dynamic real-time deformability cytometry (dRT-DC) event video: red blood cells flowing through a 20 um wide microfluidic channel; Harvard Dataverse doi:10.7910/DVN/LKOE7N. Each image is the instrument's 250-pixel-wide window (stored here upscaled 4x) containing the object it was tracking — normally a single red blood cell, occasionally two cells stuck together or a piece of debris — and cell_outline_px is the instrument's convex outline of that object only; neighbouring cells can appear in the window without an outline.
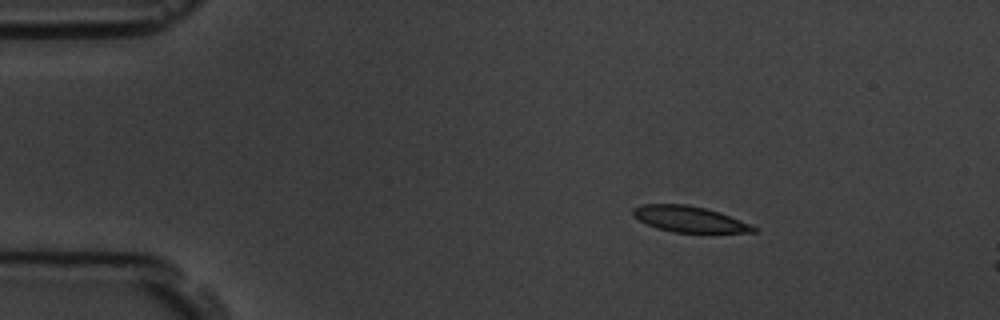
{"species": "common noctule bat (a hibernating species)", "species_latin": "Nyctalus noctula", "temperature_condition": "room temperature", "stored_images_in_passage": 5, "camera_frame_rate_fps": 3000, "um_per_image_px": 0.085, "animal": {"sex": "male", "body_mass_g": 19.5, "forearm_length_mm": 54.6}, "frame": {"image": 1, "passage_image": 2, "time_ms": 1.333, "image_size_px": [1000, 320], "cell_outline_px": [[760, 228], [756, 232], [672, 232], [656, 228], [632, 216], [632, 208], [640, 204], [688, 204], [720, 212], [752, 224]], "centroid_in_image_um": [58.6, 18.62], "position_along_channel_um": 26.4, "area_um2": 18.32}}